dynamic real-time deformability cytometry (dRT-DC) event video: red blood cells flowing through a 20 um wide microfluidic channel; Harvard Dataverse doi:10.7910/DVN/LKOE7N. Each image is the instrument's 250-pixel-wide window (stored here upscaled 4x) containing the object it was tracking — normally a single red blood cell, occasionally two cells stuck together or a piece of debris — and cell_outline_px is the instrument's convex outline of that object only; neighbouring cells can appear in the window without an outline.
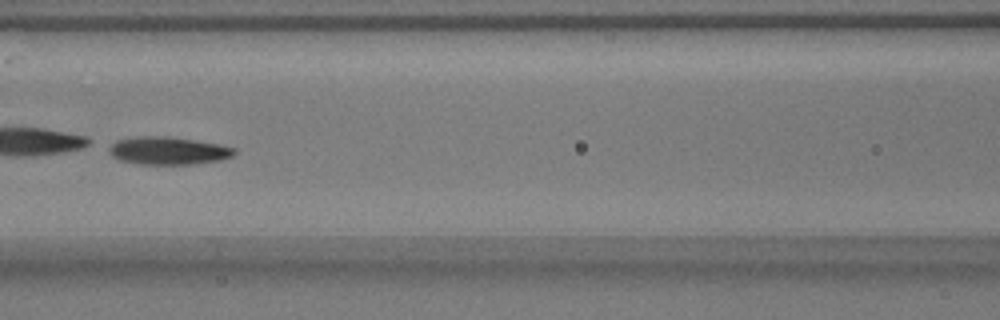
{"species": "common noctule bat (a hibernating species)", "species_latin": "Nyctalus noctula", "temperature_condition": "warm", "stored_images_in_passage": 52, "camera_frame_rate_fps": 3000, "um_per_image_px": 0.085, "animal": {"sex": "male", "body_mass_g": 17.9}, "frame": {"image": 1, "passage_image": 23, "time_ms": 7.333, "image_size_px": [1000, 320], "cell_outline_px": [[236, 152], [232, 156], [220, 160], [192, 164], [144, 164], [120, 160], [112, 156], [108, 152], [108, 144], [116, 140], [136, 136], [168, 136], [220, 144], [236, 148]], "centroid_in_image_um": [14.26, 12.79], "position_along_channel_um": 152.3, "area_um2": 20.4}, "authors_computed_cell_mechanics": {"area_um2": 20.8369, "velocity_mm_per_s": 3.7632, "shape_relaxation_time_tau1_ms": 1.5942, "shape_relaxation_time_tau2_ms": 2.898, "deformation_change_tau1": 0.2411, "deformation_change_tau2": 0.1021}}